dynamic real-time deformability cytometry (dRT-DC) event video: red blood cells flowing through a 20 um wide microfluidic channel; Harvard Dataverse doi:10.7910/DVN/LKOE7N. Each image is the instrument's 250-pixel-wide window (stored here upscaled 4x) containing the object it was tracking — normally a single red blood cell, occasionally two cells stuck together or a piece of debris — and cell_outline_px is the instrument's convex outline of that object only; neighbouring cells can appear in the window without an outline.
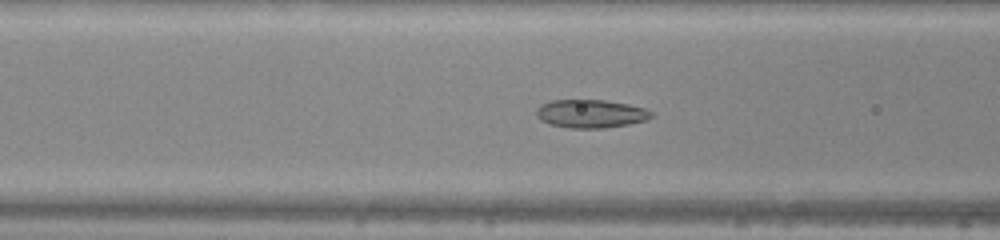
{"species": "common noctule bat (a hibernating species)", "species_latin": "Nyctalus noctula", "temperature_condition": "warm", "stored_images_in_passage": 47, "camera_frame_rate_fps": 3000, "um_per_image_px": 0.085, "animal": {"sex": "male", "body_mass_g": 20.0, "forearm_length_mm": 53.3}, "frame": {"image": 1, "passage_image": 19, "time_ms": 6.0, "image_size_px": [1000, 240], "cell_outline_px": [[656, 116], [648, 120], [628, 124], [604, 128], [568, 128], [552, 124], [540, 120], [536, 116], [536, 108], [540, 104], [552, 100], [604, 100], [628, 104], [644, 108], [652, 112]], "centroid_in_image_um": [50.23, 9.66], "position_along_channel_um": 116.4, "area_um2": 19.07}}
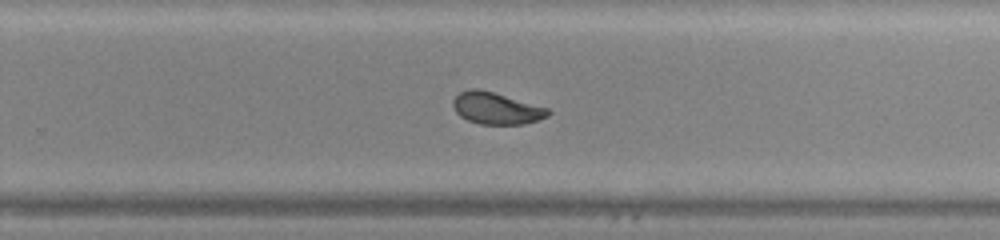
{"frame": {"image": 2, "passage_image": 31, "time_ms": 10.0, "image_size_px": [1000, 240], "cell_outline_px": [[552, 112], [548, 116], [524, 124], [480, 124], [468, 120], [460, 116], [456, 112], [452, 104], [452, 100], [460, 92], [472, 88], [476, 88], [492, 92], [548, 108]], "centroid_in_image_um": [42.17, 9.21], "position_along_channel_um": 287.6, "area_um2": 17.4}}
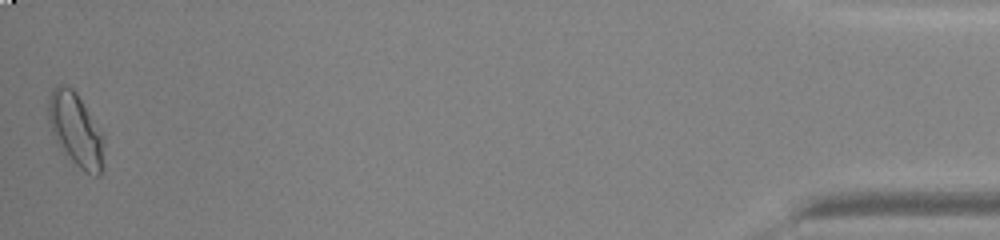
{"frame": {"image": 3, "passage_image": 47, "time_ms": 15.333, "image_size_px": [1000, 240], "cell_outline_px": [[104, 168], [100, 176], [96, 176], [80, 168], [64, 152], [56, 140], [52, 132], [48, 120], [48, 96], [52, 88], [60, 84], [64, 84], [72, 88], [76, 92], [104, 136]], "centroid_in_image_um": [6.45, 11.02], "position_along_channel_um": 428.7, "area_um2": 23.76}, "authors_computed_cell_mechanics": {"area_um2": 18.9584, "velocity_mm_per_s": 4.2986, "shape_relaxation_time_tau1_ms": 5.4228, "shape_relaxation_time_tau2_ms": 0.7831, "deformation_change_tau1": 0.1555, "deformation_change_tau2": 0.0329}}